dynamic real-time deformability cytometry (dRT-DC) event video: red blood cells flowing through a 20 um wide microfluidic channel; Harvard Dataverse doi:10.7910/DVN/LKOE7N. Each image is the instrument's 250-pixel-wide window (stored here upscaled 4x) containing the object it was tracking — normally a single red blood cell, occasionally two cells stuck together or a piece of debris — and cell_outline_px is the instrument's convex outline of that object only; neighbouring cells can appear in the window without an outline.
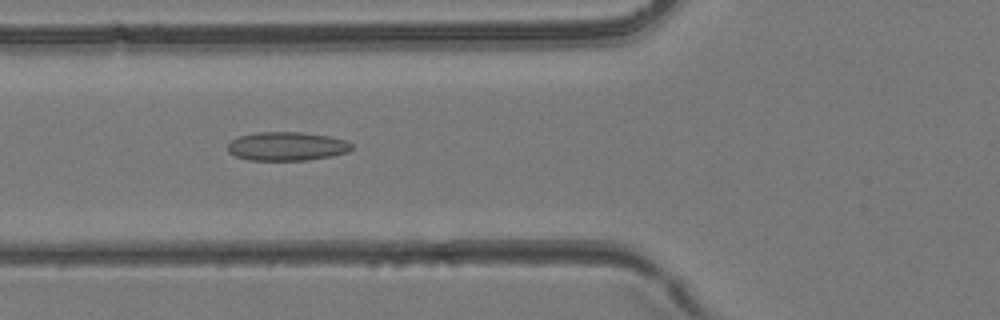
{"species": "common noctule bat (a hibernating species)", "species_latin": "Nyctalus noctula", "temperature_condition": "room temperature", "stored_images_in_passage": 32, "camera_frame_rate_fps": 3000, "um_per_image_px": 0.085, "animal": {"sex": "female", "body_mass_g": 24.6, "forearm_length_mm": 56.2}, "frame": {"image": 1, "passage_image": 6, "time_ms": 1.667, "image_size_px": [1000, 320], "cell_outline_px": [[352, 148], [348, 152], [332, 156], [308, 160], [248, 160], [236, 156], [228, 152], [228, 144], [232, 140], [240, 136], [256, 132], [304, 132], [332, 136], [344, 140], [352, 144]], "centroid_in_image_um": [24.4, 12.43], "position_along_channel_um": 101.4, "area_um2": 20.87}}
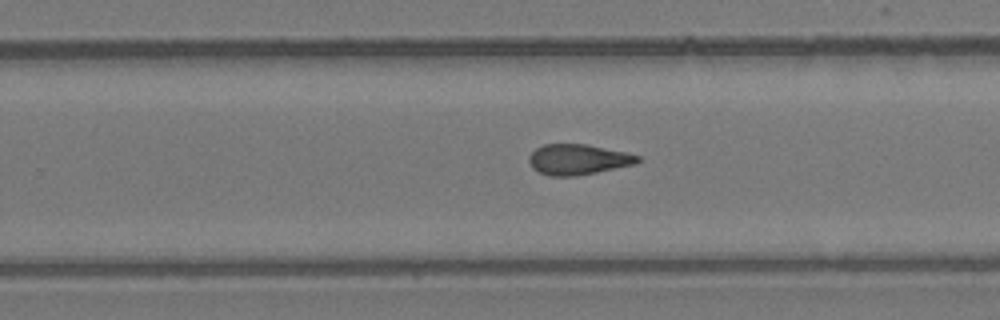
{"frame": {"image": 2, "passage_image": 17, "time_ms": 5.333, "image_size_px": [1000, 320], "cell_outline_px": [[640, 160], [636, 164], [576, 176], [548, 176], [532, 168], [528, 160], [528, 156], [536, 148], [544, 144], [588, 144], [628, 152], [640, 156]], "centroid_in_image_um": [49.14, 13.55], "position_along_channel_um": 280.7, "area_um2": 19.48}}
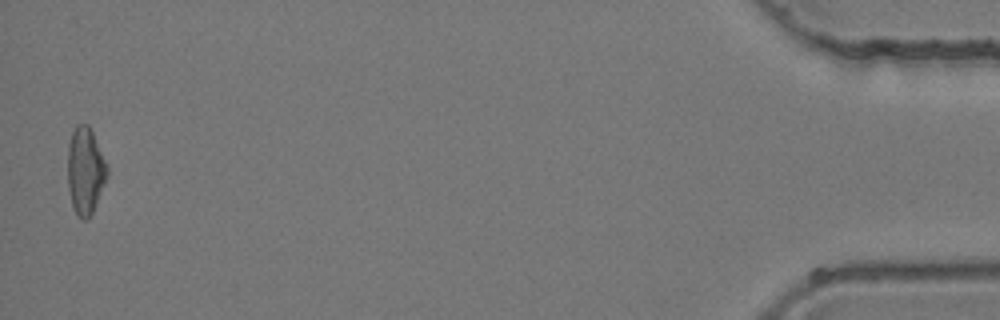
{"frame": {"image": 3, "passage_image": 32, "time_ms": 10.333, "image_size_px": [1000, 320], "cell_outline_px": [[108, 176], [92, 212], [88, 220], [80, 220], [76, 216], [72, 208], [68, 188], [68, 144], [72, 132], [76, 124], [88, 124], [92, 132], [108, 168]], "centroid_in_image_um": [7.23, 14.56], "position_along_channel_um": 428.0, "area_um2": 20.06}}